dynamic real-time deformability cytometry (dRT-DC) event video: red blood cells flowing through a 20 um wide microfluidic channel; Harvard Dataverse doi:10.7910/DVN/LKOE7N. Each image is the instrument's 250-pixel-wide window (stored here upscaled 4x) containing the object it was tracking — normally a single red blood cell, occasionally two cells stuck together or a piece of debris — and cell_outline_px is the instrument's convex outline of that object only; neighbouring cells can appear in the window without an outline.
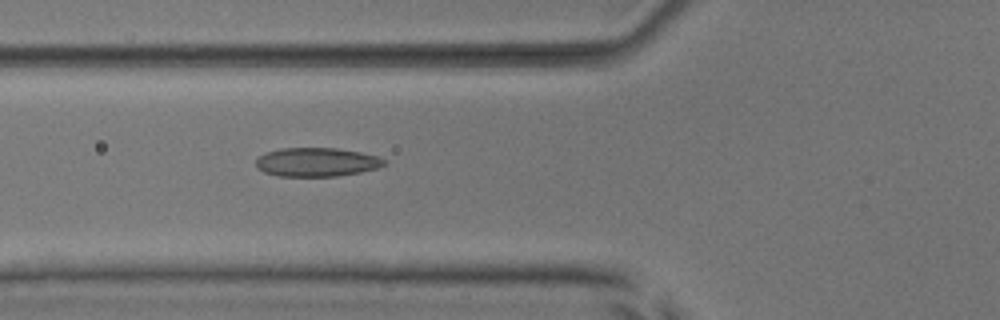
{"species": "common noctule bat (a hibernating species)", "species_latin": "Nyctalus noctula", "temperature_condition": "room temperature", "stored_images_in_passage": 13, "camera_frame_rate_fps": 3000, "um_per_image_px": 0.085, "animal": {"sex": "male", "body_mass_g": 17.9, "forearm_length_mm": 54.2}, "frame": {"image": 1, "passage_image": 3, "time_ms": 0.667, "image_size_px": [1000, 320], "cell_outline_px": [[384, 164], [376, 168], [360, 172], [336, 176], [276, 176], [264, 172], [256, 168], [256, 160], [264, 152], [280, 148], [336, 148], [360, 152], [376, 156], [384, 160]], "centroid_in_image_um": [26.84, 13.78], "position_along_channel_um": 99.0, "area_um2": 21.44}}
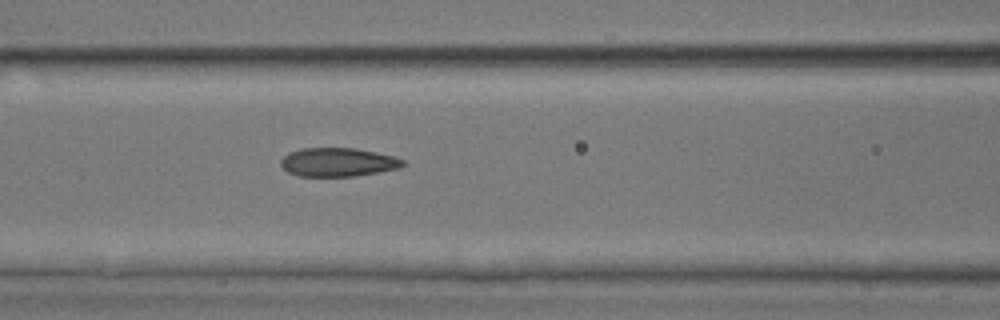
{"frame": {"image": 2, "passage_image": 6, "time_ms": 1.667, "image_size_px": [1000, 320], "cell_outline_px": [[404, 164], [400, 168], [352, 176], [296, 176], [288, 172], [280, 164], [280, 160], [288, 152], [300, 148], [356, 148], [376, 152], [392, 156], [404, 160]], "centroid_in_image_um": [28.68, 13.78], "position_along_channel_um": 137.9, "area_um2": 20.35}}